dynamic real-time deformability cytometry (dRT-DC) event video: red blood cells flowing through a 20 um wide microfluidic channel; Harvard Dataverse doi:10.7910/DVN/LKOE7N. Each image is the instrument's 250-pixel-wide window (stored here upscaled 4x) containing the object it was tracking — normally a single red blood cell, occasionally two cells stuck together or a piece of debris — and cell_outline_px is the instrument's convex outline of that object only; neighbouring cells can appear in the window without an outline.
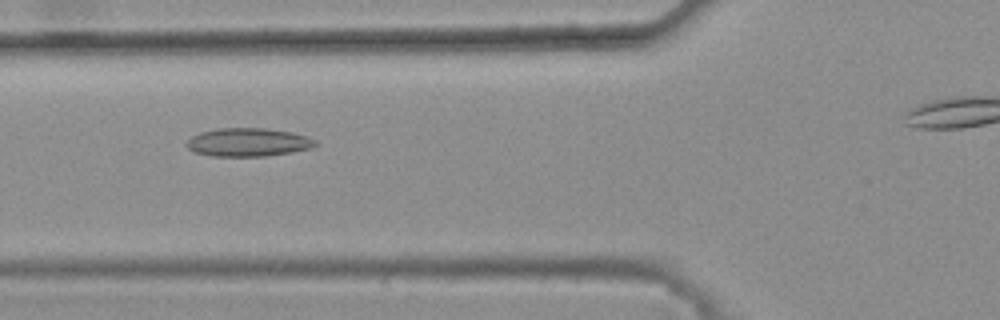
{"species": "common noctule bat (a hibernating species)", "species_latin": "Nyctalus noctula", "temperature_condition": "warm", "stored_images_in_passage": 37, "camera_frame_rate_fps": 3000, "um_per_image_px": 0.085, "animal": {"sex": "female", "body_mass_g": 25.1}, "frame": {"image": 1, "passage_image": 8, "time_ms": 2.333, "image_size_px": [1000, 320], "cell_outline_px": [[316, 144], [312, 148], [292, 152], [264, 156], [212, 156], [192, 152], [184, 144], [192, 136], [200, 132], [216, 128], [264, 128], [292, 132], [308, 136], [316, 140]], "centroid_in_image_um": [21.07, 12.09], "position_along_channel_um": 104.7, "area_um2": 21.44}}
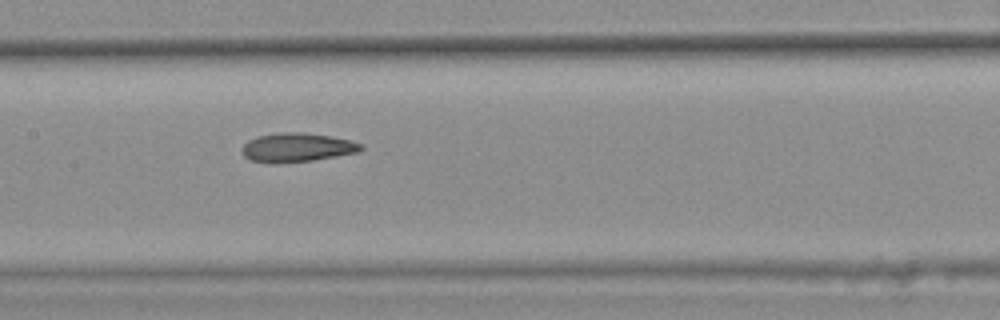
{"frame": {"image": 2, "passage_image": 14, "time_ms": 4.333, "image_size_px": [1000, 320], "cell_outline_px": [[364, 148], [356, 152], [336, 156], [312, 160], [252, 160], [244, 156], [240, 152], [244, 144], [248, 140], [256, 136], [280, 132], [304, 132], [332, 136], [352, 140], [364, 144]], "centroid_in_image_um": [25.31, 12.47], "position_along_channel_um": 182.1, "area_um2": 19.42}}
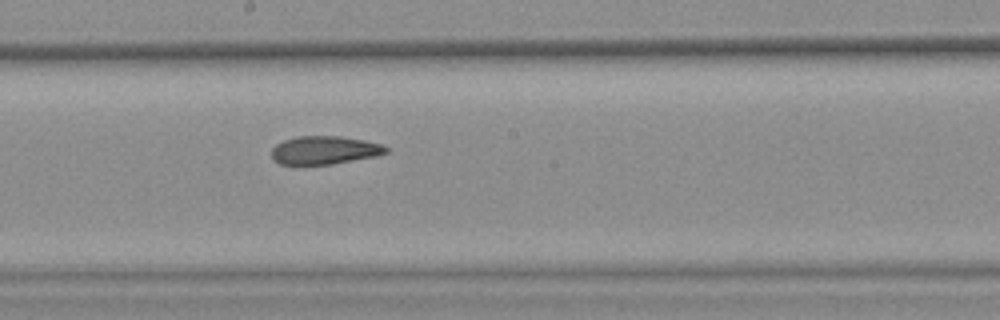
{"frame": {"image": 3, "passage_image": 17, "time_ms": 5.333, "image_size_px": [1000, 320], "cell_outline_px": [[388, 152], [376, 156], [332, 164], [280, 164], [272, 160], [272, 148], [276, 144], [284, 140], [296, 136], [340, 136], [364, 140], [380, 144], [388, 148]], "centroid_in_image_um": [27.56, 12.76], "position_along_channel_um": 220.6, "area_um2": 18.79}, "authors_computed_cell_mechanics": {"area_um2": 19.941, "velocity_mm_per_s": 3.8652, "shape_relaxation_time_tau1_ms": null, "shape_relaxation_time_tau2_ms": 3.5506, "deformation_change_tau1": null, "deformation_change_tau2": 0.111}}